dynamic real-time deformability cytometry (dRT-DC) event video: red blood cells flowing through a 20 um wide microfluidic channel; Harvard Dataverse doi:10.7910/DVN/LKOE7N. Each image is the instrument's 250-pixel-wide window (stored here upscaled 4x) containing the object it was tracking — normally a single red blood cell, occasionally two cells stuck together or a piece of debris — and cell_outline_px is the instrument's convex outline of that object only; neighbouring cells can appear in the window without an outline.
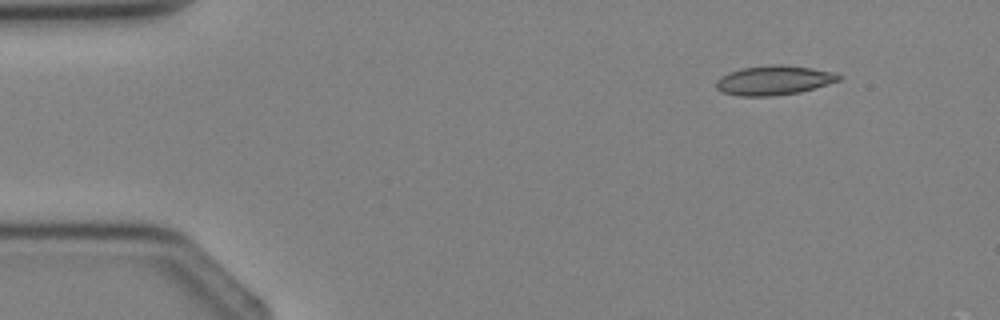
{"species": "Egyptian fruit bat (a non-hibernating species)", "species_latin": "Rousettus aegyptiacus", "temperature_condition": "cold", "stored_images_in_passage": 5, "segment_of_instrument_passage": [2, 2], "camera_frame_rate_fps": 3000, "um_per_image_px": 0.085, "animal": {"sex": "female"}, "frame": {"image": 1, "passage_image": 5, "time_ms": 4.667, "image_size_px": [1000, 320], "cell_outline_px": [[840, 80], [800, 92], [772, 96], [740, 96], [720, 92], [716, 88], [716, 80], [728, 72], [740, 68], [772, 64], [784, 64], [812, 68], [836, 72], [840, 76]], "centroid_in_image_um": [65.75, 6.81], "position_along_channel_um": 19.2, "area_um2": 21.15}}